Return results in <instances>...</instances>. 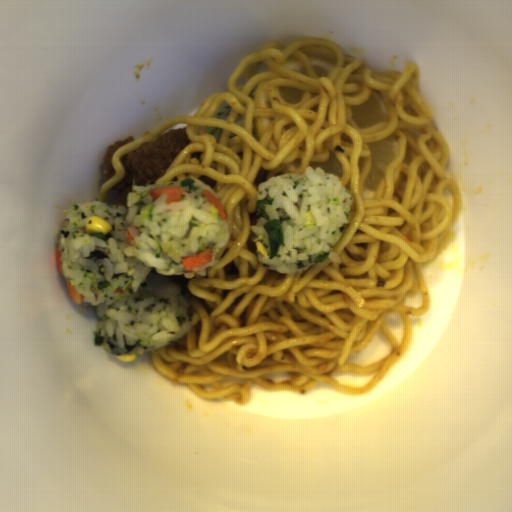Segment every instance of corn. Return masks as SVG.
Wrapping results in <instances>:
<instances>
[{
    "label": "corn",
    "instance_id": "1",
    "mask_svg": "<svg viewBox=\"0 0 512 512\" xmlns=\"http://www.w3.org/2000/svg\"><path fill=\"white\" fill-rule=\"evenodd\" d=\"M112 229V225L106 222L103 218L96 215H91L85 223L86 233H103L107 234Z\"/></svg>",
    "mask_w": 512,
    "mask_h": 512
},
{
    "label": "corn",
    "instance_id": "2",
    "mask_svg": "<svg viewBox=\"0 0 512 512\" xmlns=\"http://www.w3.org/2000/svg\"><path fill=\"white\" fill-rule=\"evenodd\" d=\"M116 359L122 361V362H132L137 358V355L135 353L132 354H123V355H115Z\"/></svg>",
    "mask_w": 512,
    "mask_h": 512
}]
</instances>
